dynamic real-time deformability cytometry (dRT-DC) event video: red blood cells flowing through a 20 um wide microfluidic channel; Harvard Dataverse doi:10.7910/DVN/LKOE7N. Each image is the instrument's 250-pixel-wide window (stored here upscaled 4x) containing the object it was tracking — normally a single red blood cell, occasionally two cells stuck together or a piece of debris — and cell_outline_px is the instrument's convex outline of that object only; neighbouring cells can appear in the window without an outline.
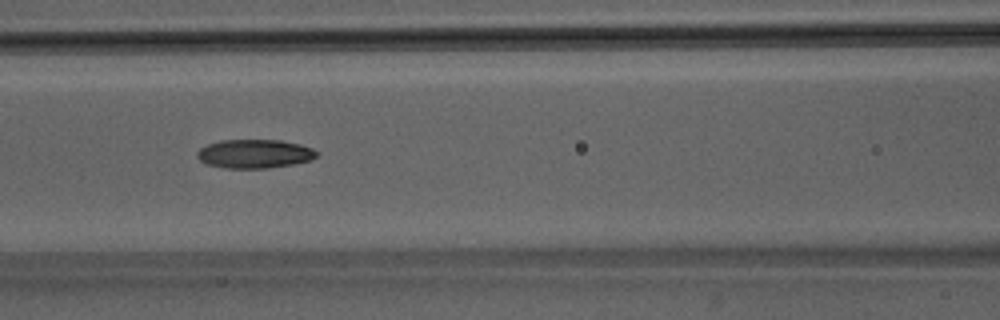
{"species": "Egyptian fruit bat (a non-hibernating species)", "species_latin": "Rousettus aegyptiacus", "temperature_condition": "room temperature", "stored_images_in_passage": 37, "camera_frame_rate_fps": 3000, "um_per_image_px": 0.085, "animal": {"sex": "male"}, "frame": {"image": 1, "passage_image": 9, "time_ms": 2.667, "image_size_px": [1000, 320], "cell_outline_px": [[320, 152], [312, 160], [296, 164], [268, 168], [224, 168], [208, 164], [200, 160], [196, 156], [196, 152], [200, 148], [208, 144], [220, 140], [280, 140], [300, 144], [312, 148]], "centroid_in_image_um": [21.67, 13.07], "position_along_channel_um": 144.9, "area_um2": 20.23}}
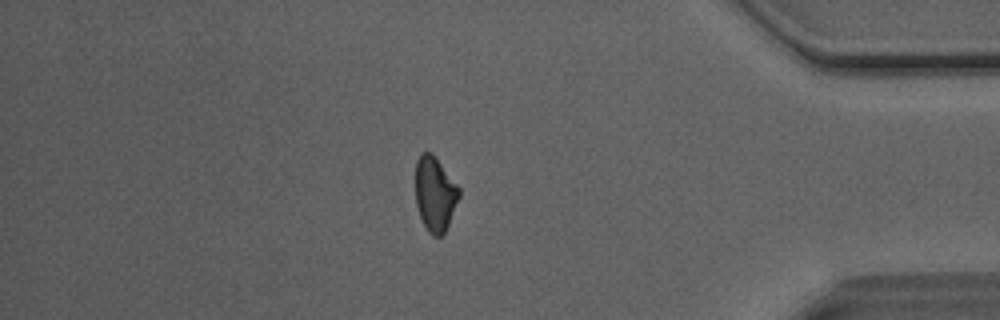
{"frame": {"image": 2, "passage_image": 30, "time_ms": 9.667, "image_size_px": [1000, 320], "cell_outline_px": [[460, 196], [448, 224], [444, 232], [440, 236], [432, 236], [428, 232], [420, 216], [416, 204], [416, 160], [420, 152], [432, 152], [460, 188]], "centroid_in_image_um": [36.97, 16.45], "position_along_channel_um": 398.2, "area_um2": 18.9}}
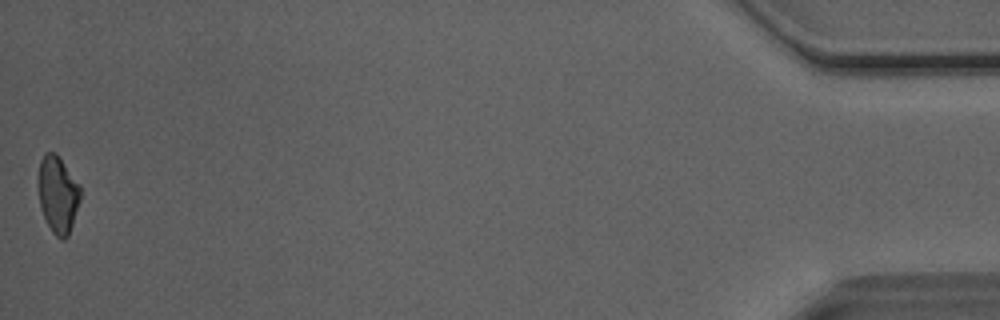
{"frame": {"image": 3, "passage_image": 37, "time_ms": 12.0, "image_size_px": [1000, 320], "cell_outline_px": [[80, 200], [68, 236], [64, 240], [60, 240], [52, 232], [40, 208], [40, 160], [44, 152], [56, 152], [80, 184]], "centroid_in_image_um": [4.95, 16.52], "position_along_channel_um": 430.3, "area_um2": 18.61}, "authors_computed_cell_mechanics": {"area_um2": 19.7098, "velocity_mm_per_s": 4.1061, "shape_relaxation_time_tau1_ms": null, "shape_relaxation_time_tau2_ms": 9.2803, "deformation_change_tau1": null, "deformation_change_tau2": 0.214}}